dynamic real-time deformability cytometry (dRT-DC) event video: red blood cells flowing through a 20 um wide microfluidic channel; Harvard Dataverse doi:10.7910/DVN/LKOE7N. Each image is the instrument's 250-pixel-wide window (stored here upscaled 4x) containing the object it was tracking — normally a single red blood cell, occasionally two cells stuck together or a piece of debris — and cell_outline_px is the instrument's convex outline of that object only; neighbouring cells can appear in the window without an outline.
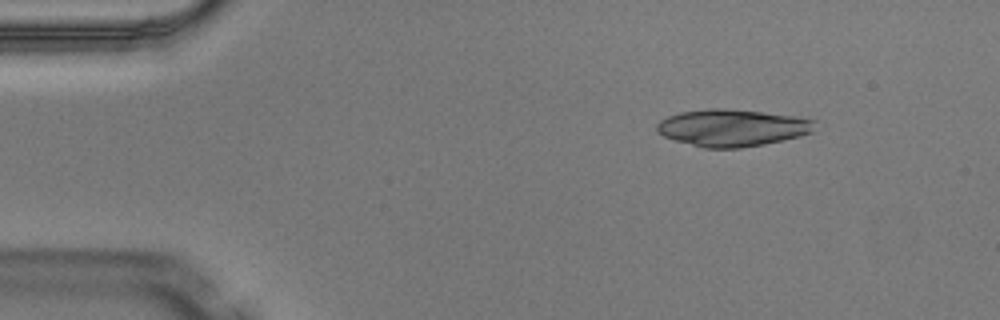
{"species": "Egyptian fruit bat (a non-hibernating species)", "species_latin": "Rousettus aegyptiacus", "temperature_condition": "warm", "stored_images_in_passage": 3, "camera_frame_rate_fps": 3000, "um_per_image_px": 0.085, "animal": {"sex": "male"}, "frame": {"image": 1, "passage_image": 1, "time_ms": 0.0, "image_size_px": [1000, 320], "cell_outline_px": [[816, 120], [812, 132], [800, 136], [764, 144], [740, 148], [704, 148], [676, 140], [664, 136], [656, 132], [656, 124], [660, 120], [668, 116], [680, 112], [708, 108], [724, 108], [764, 112], [796, 116]], "centroid_in_image_um": [62.23, 10.85], "position_along_channel_um": 22.8, "area_um2": 34.16}}